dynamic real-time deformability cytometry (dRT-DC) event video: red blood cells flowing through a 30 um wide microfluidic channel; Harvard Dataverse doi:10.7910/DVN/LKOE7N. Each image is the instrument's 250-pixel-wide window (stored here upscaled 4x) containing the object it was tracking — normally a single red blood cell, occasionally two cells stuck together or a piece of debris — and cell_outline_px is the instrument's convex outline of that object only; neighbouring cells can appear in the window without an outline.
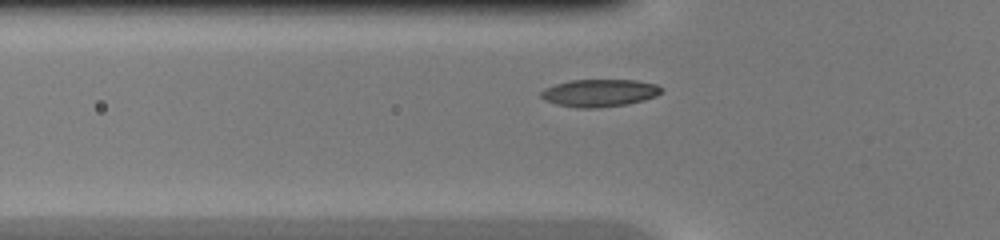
{"species": "common noctule bat (a hibernating species)", "species_latin": "Nyctalus noctula", "temperature_condition": "warm", "stored_images_in_passage": 31, "camera_frame_rate_fps": 3000, "um_per_image_px": 0.085, "animal": {"sex": "female", "body_mass_g": 20.0, "forearm_length_mm": 54.0}, "frame": {"image": 1, "passage_image": 5, "time_ms": 1.333, "image_size_px": [1000, 240], "cell_outline_px": [[664, 88], [656, 96], [644, 100], [628, 104], [596, 108], [576, 108], [556, 104], [544, 100], [540, 96], [540, 92], [544, 88], [568, 80], [636, 80], [656, 84]], "centroid_in_image_um": [50.94, 7.9], "position_along_channel_um": 74.9, "area_um2": 19.42}}
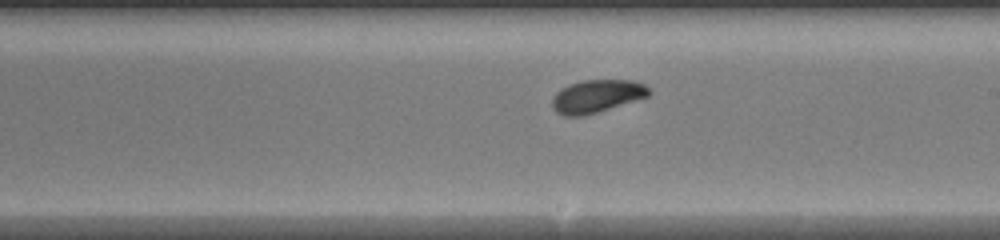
{"frame": {"image": 2, "passage_image": 16, "time_ms": 5.0, "image_size_px": [1000, 240], "cell_outline_px": [[652, 92], [648, 96], [584, 116], [564, 116], [556, 112], [552, 108], [552, 100], [556, 92], [560, 88], [568, 84], [580, 80], [632, 80], [644, 84]], "centroid_in_image_um": [50.69, 8.17], "position_along_channel_um": 238.3, "area_um2": 18.55}}
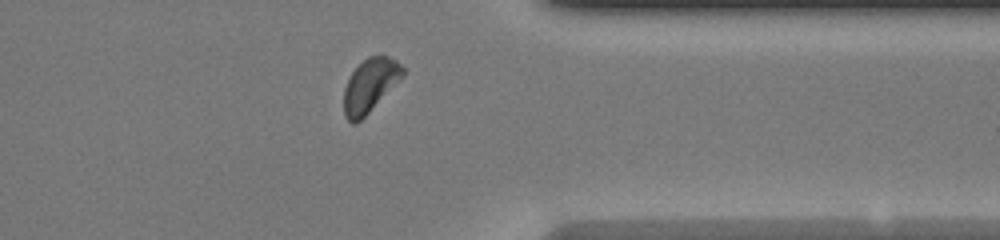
{"frame": {"image": 3, "passage_image": 26, "time_ms": 8.333, "image_size_px": [1000, 240], "cell_outline_px": [[404, 72], [368, 112], [356, 124], [352, 124], [344, 116], [344, 88], [352, 72], [368, 56], [388, 56], [396, 60], [404, 68]], "centroid_in_image_um": [31.39, 7.25], "position_along_channel_um": 380.0, "area_um2": 17.51}}